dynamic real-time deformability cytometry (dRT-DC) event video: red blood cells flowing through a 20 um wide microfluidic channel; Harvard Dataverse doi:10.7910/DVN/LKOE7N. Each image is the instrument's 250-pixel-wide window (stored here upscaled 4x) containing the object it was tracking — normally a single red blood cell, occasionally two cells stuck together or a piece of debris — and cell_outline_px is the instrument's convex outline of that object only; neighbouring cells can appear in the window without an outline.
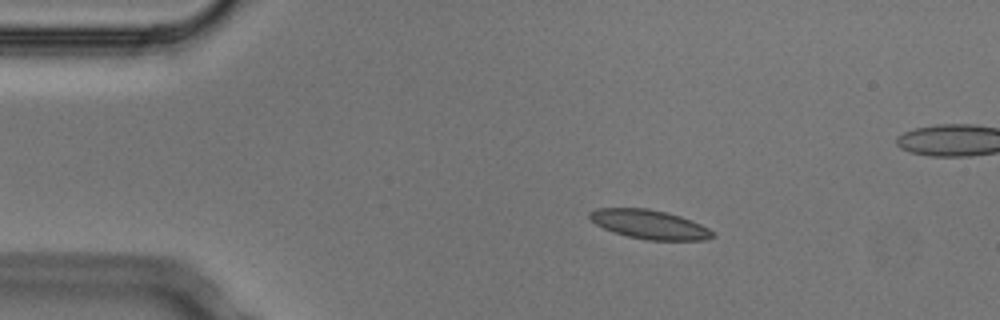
{"species": "Egyptian fruit bat (a non-hibernating species)", "species_latin": "Rousettus aegyptiacus", "temperature_condition": "cold", "stored_images_in_passage": 5, "camera_frame_rate_fps": 3000, "um_per_image_px": 0.085, "animal": {"sex": "male"}, "frame": {"image": 1, "passage_image": 2, "time_ms": 0.333, "image_size_px": [1000, 320], "cell_outline_px": [[716, 236], [704, 240], [648, 240], [628, 236], [604, 228], [596, 224], [588, 216], [588, 212], [596, 208], [648, 208], [680, 216], [700, 224], [716, 232]], "centroid_in_image_um": [55.22, 19.07], "position_along_channel_um": 29.8, "area_um2": 20.69}}
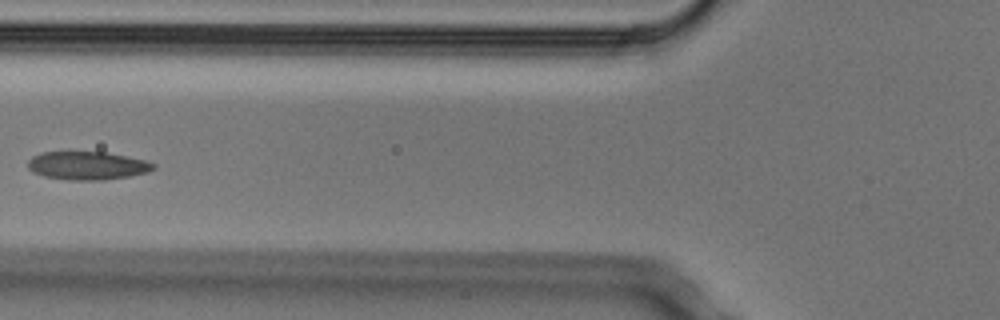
{"frame": {"image": 2, "passage_image": 4, "time_ms": 1.0, "image_size_px": [1000, 320], "cell_outline_px": [[156, 168], [148, 172], [128, 176], [104, 180], [68, 180], [44, 176], [32, 172], [28, 168], [28, 160], [32, 156], [40, 152], [104, 152], [128, 156], [144, 160], [156, 164]], "centroid_in_image_um": [7.41, 14.07], "position_along_channel_um": 118.4, "area_um2": 20.75}}
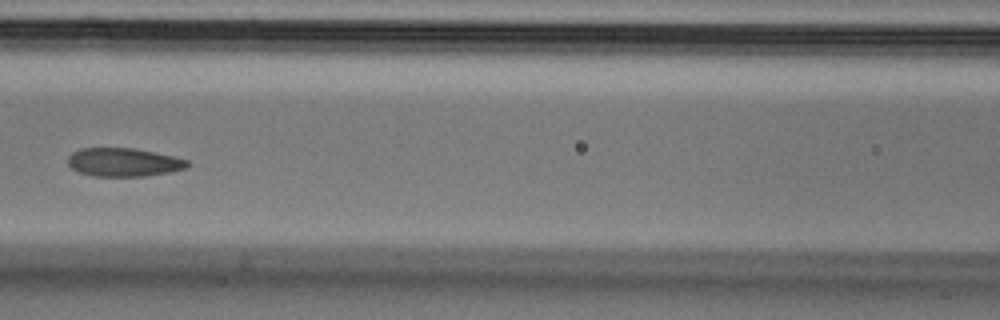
{"frame": {"image": 3, "passage_image": 5, "time_ms": 1.333, "image_size_px": [1000, 320], "cell_outline_px": [[192, 164], [184, 168], [172, 172], [144, 176], [92, 176], [80, 172], [72, 168], [68, 164], [68, 156], [72, 152], [80, 148], [132, 148], [172, 156], [188, 160]], "centroid_in_image_um": [10.5, 13.79], "position_along_channel_um": 156.1, "area_um2": 19.77}}